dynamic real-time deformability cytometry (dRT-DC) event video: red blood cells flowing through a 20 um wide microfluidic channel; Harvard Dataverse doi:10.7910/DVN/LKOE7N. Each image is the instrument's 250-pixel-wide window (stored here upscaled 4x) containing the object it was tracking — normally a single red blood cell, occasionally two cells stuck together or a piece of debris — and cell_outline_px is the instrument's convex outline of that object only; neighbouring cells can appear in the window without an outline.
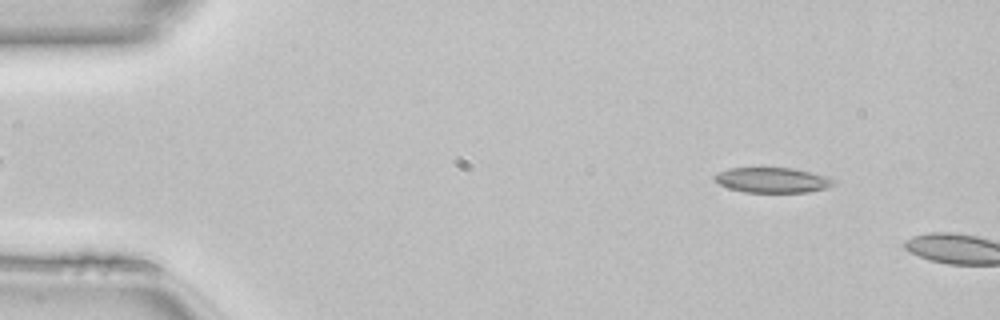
{"species": "common noctule bat (a hibernating species)", "species_latin": "Nyctalus noctula", "temperature_condition": "room temperature", "stored_images_in_passage": 8, "camera_frame_rate_fps": 3000, "um_per_image_px": 0.085, "animal": {"sex": "female", "body_mass_g": 22.7, "forearm_length_mm": 54.2}, "frame": {"image": 1, "passage_image": 5, "time_ms": 1.333, "image_size_px": [1000, 320], "cell_outline_px": [[836, 184], [828, 188], [808, 192], [744, 192], [728, 188], [720, 184], [712, 176], [728, 168], [792, 168], [828, 176], [836, 180]], "centroid_in_image_um": [65.7, 15.31], "position_along_channel_um": 19.3, "area_um2": 17.51}}